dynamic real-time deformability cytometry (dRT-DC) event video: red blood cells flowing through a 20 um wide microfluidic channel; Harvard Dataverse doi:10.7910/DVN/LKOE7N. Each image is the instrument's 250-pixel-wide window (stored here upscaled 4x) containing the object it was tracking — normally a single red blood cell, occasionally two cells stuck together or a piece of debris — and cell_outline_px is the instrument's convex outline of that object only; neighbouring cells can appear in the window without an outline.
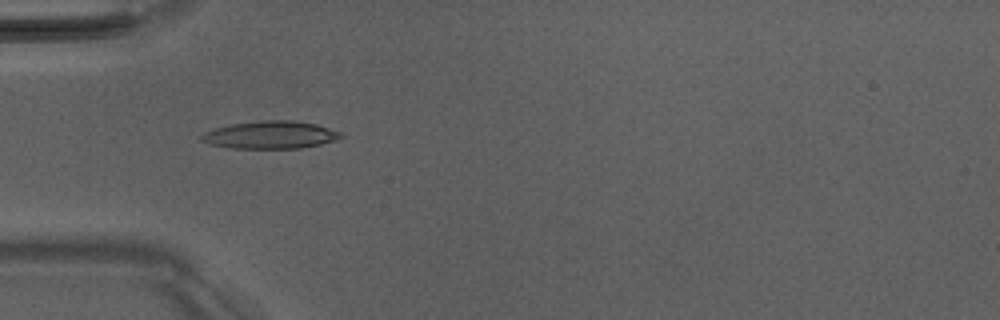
{"species": "Egyptian fruit bat (a non-hibernating species)", "species_latin": "Rousettus aegyptiacus", "temperature_condition": "room temperature", "stored_images_in_passage": 6, "camera_frame_rate_fps": 3000, "um_per_image_px": 0.085, "animal": {"sex": "male"}, "frame": {"image": 1, "passage_image": 5, "time_ms": 4.667, "image_size_px": [1000, 320], "cell_outline_px": [[344, 136], [336, 140], [320, 144], [300, 148], [232, 148], [208, 144], [200, 140], [200, 136], [204, 132], [216, 128], [232, 124], [264, 120], [292, 120], [316, 124], [340, 132]], "centroid_in_image_um": [22.97, 11.47], "position_along_channel_um": 62.0, "area_um2": 22.31}}